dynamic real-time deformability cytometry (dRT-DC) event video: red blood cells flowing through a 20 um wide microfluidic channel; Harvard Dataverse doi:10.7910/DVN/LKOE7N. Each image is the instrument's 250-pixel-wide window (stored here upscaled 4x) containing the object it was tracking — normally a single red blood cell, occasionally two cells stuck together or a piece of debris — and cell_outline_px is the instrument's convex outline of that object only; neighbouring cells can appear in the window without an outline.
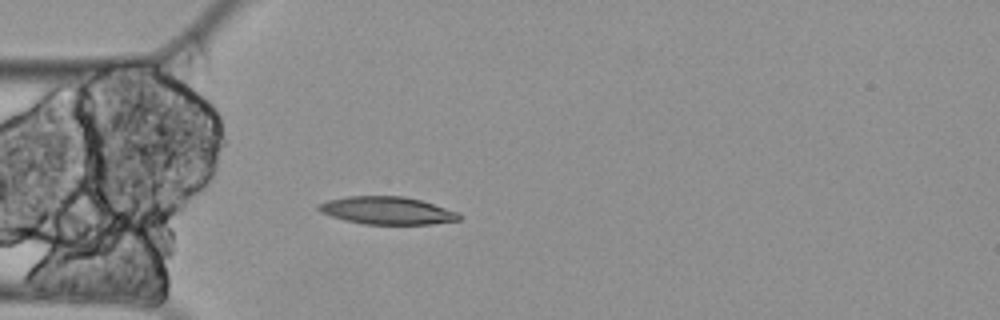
{"species": "Egyptian fruit bat (a non-hibernating species)", "species_latin": "Rousettus aegyptiacus", "temperature_condition": "cold", "stored_images_in_passage": 22, "segment_of_instrument_passage": [1, 2], "camera_frame_rate_fps": 3000, "um_per_image_px": 0.085, "animal": {"sex": "female"}, "frame": {"image": 1, "passage_image": 4, "time_ms": 1.0, "image_size_px": [1000, 320], "cell_outline_px": [[460, 220], [432, 224], [364, 224], [344, 220], [320, 212], [316, 208], [316, 204], [328, 200], [348, 196], [404, 196], [420, 200], [460, 212]], "centroid_in_image_um": [32.89, 17.89], "position_along_channel_um": 52.1, "area_um2": 22.72}}